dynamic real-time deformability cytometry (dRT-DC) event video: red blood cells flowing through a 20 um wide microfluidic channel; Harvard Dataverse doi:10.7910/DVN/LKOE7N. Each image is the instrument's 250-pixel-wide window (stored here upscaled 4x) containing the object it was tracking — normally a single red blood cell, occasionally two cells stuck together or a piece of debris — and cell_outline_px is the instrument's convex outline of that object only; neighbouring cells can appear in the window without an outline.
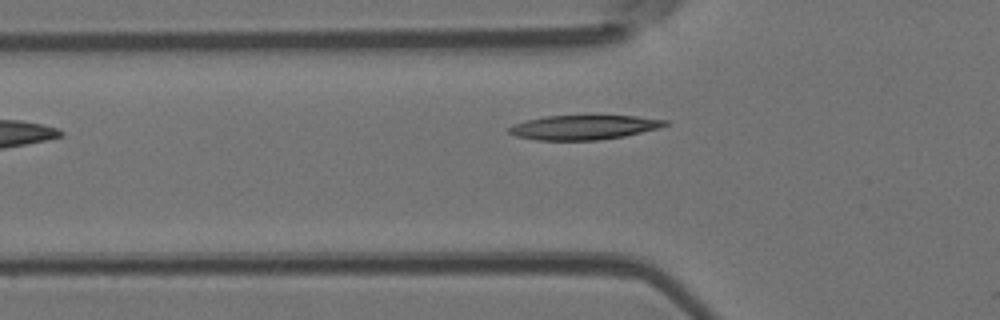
{"species": "Egyptian fruit bat (a non-hibernating species)", "species_latin": "Rousettus aegyptiacus", "temperature_condition": "room temperature", "stored_images_in_passage": 6, "camera_frame_rate_fps": 3000, "um_per_image_px": 0.085, "animal": {"sex": "female"}, "frame": {"image": 1, "passage_image": 4, "time_ms": 3.667, "image_size_px": [1000, 320], "cell_outline_px": [[668, 124], [660, 128], [624, 136], [600, 140], [536, 140], [516, 136], [508, 132], [508, 128], [512, 124], [544, 116], [636, 116], [668, 120]], "centroid_in_image_um": [49.62, 10.83], "position_along_channel_um": 76.2, "area_um2": 22.2}}
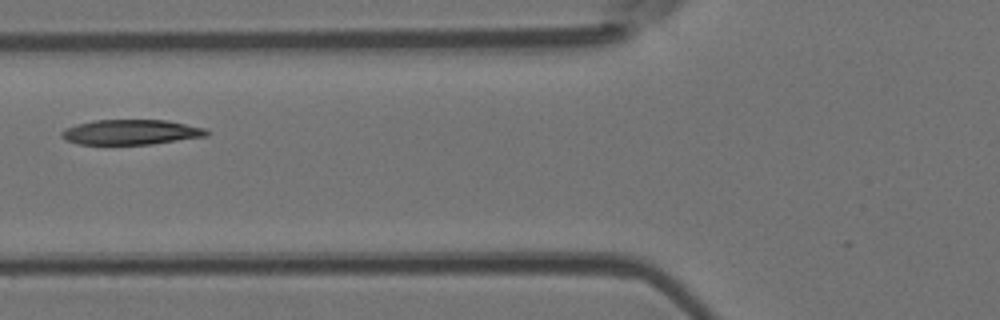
{"frame": {"image": 2, "passage_image": 5, "time_ms": 4.667, "image_size_px": [1000, 320], "cell_outline_px": [[208, 136], [152, 144], [80, 144], [64, 140], [60, 136], [60, 132], [64, 128], [76, 124], [92, 120], [168, 120], [204, 128], [208, 132]], "centroid_in_image_um": [11.08, 11.23], "position_along_channel_um": 114.7, "area_um2": 21.27}}
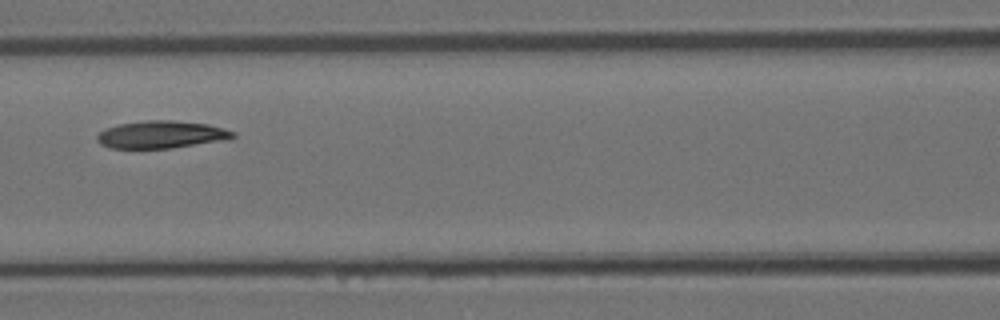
{"frame": {"image": 3, "passage_image": 6, "time_ms": 5.667, "image_size_px": [1000, 320], "cell_outline_px": [[236, 136], [228, 140], [172, 148], [108, 148], [100, 144], [96, 140], [96, 136], [104, 128], [120, 124], [144, 120], [172, 120], [208, 124], [236, 132]], "centroid_in_image_um": [13.72, 11.44], "position_along_channel_um": 152.9, "area_um2": 21.96}}